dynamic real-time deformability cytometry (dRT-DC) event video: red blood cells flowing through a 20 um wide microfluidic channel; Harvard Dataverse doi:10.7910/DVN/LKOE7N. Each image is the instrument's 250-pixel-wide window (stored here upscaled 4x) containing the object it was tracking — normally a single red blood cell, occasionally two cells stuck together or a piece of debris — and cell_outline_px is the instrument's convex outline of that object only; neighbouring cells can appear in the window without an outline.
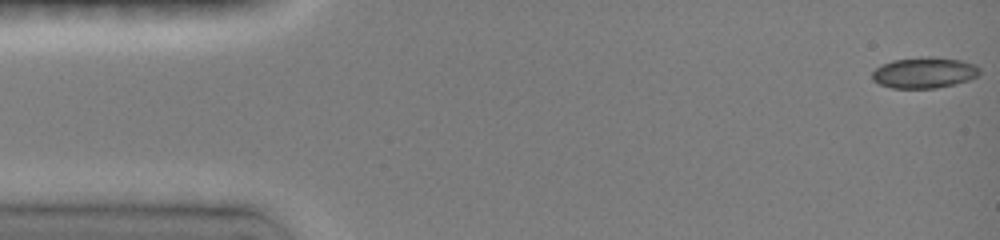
{"species": "common noctule bat (a hibernating species)", "species_latin": "Nyctalus noctula", "temperature_condition": "room temperature", "stored_images_in_passage": 48, "camera_frame_rate_fps": 3000, "um_per_image_px": 0.085, "animal": {"sex": "female", "body_mass_g": 19.0, "forearm_length_mm": 51.5}, "frame": {"image": 1, "passage_image": 1, "time_ms": 0.0, "image_size_px": [1000, 240], "cell_outline_px": [[980, 72], [976, 76], [968, 80], [936, 88], [892, 88], [880, 84], [872, 80], [872, 72], [880, 64], [892, 60], [920, 56], [932, 56], [960, 60], [976, 64], [980, 68]], "centroid_in_image_um": [78.53, 6.16], "position_along_channel_um": 6.5, "area_um2": 19.54}}
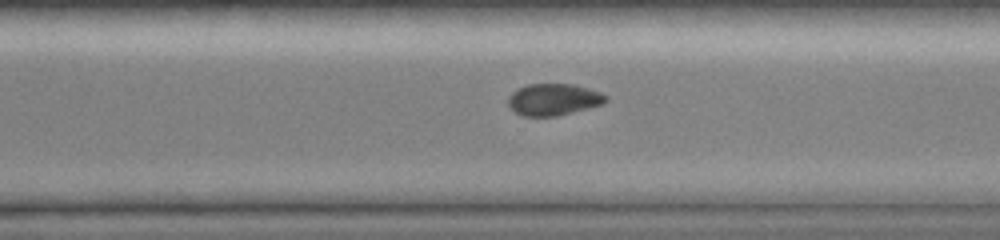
{"frame": {"image": 2, "passage_image": 34, "time_ms": 11.0, "image_size_px": [1000, 240], "cell_outline_px": [[608, 100], [600, 104], [588, 108], [556, 116], [524, 116], [516, 112], [508, 104], [508, 96], [512, 92], [528, 84], [572, 84], [588, 88], [600, 92], [608, 96]], "centroid_in_image_um": [47.05, 8.45], "position_along_channel_um": 323.5, "area_um2": 17.86}}
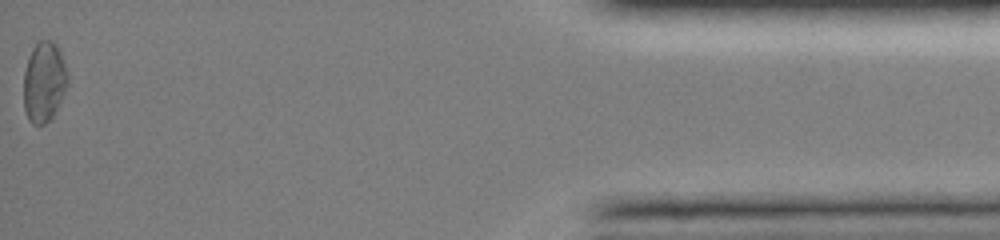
{"frame": {"image": 3, "passage_image": 48, "time_ms": 15.667, "image_size_px": [1000, 240], "cell_outline_px": [[68, 84], [52, 116], [44, 124], [32, 124], [28, 120], [24, 108], [24, 72], [28, 56], [32, 48], [40, 40], [52, 40], [56, 44], [60, 52], [68, 72]], "centroid_in_image_um": [3.73, 6.93], "position_along_channel_um": 431.5, "area_um2": 20.52}, "authors_computed_cell_mechanics": {"area_um2": 18.8717, "velocity_mm_per_s": 4.0057, "shape_relaxation_time_tau1_ms": 2.0998, "shape_relaxation_time_tau2_ms": null, "deformation_change_tau1": 0.0635, "deformation_change_tau2": null}}